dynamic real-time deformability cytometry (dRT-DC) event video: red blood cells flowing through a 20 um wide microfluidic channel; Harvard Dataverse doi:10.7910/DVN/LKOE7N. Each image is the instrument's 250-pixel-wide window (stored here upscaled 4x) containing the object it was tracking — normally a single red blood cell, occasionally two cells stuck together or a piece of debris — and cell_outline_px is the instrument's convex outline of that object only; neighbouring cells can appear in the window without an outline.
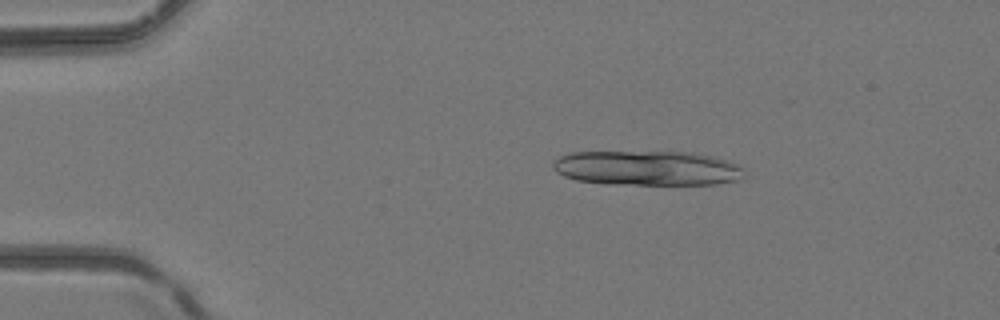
{"species": "common noctule bat (a hibernating species)", "species_latin": "Nyctalus noctula", "temperature_condition": "room temperature", "stored_images_in_passage": 5, "camera_frame_rate_fps": 3000, "um_per_image_px": 0.085, "animal": {"sex": "female", "body_mass_g": 24.6, "forearm_length_mm": 56.2}, "frame": {"image": 1, "passage_image": 2, "time_ms": 0.333, "image_size_px": [1000, 320], "cell_outline_px": [[744, 176], [740, 180], [716, 184], [608, 184], [576, 180], [564, 176], [556, 172], [552, 168], [552, 160], [560, 156], [572, 152], [692, 152], [712, 156], [740, 164], [744, 168]], "centroid_in_image_um": [55.03, 14.29], "position_along_channel_um": 30.0, "area_um2": 39.07}}